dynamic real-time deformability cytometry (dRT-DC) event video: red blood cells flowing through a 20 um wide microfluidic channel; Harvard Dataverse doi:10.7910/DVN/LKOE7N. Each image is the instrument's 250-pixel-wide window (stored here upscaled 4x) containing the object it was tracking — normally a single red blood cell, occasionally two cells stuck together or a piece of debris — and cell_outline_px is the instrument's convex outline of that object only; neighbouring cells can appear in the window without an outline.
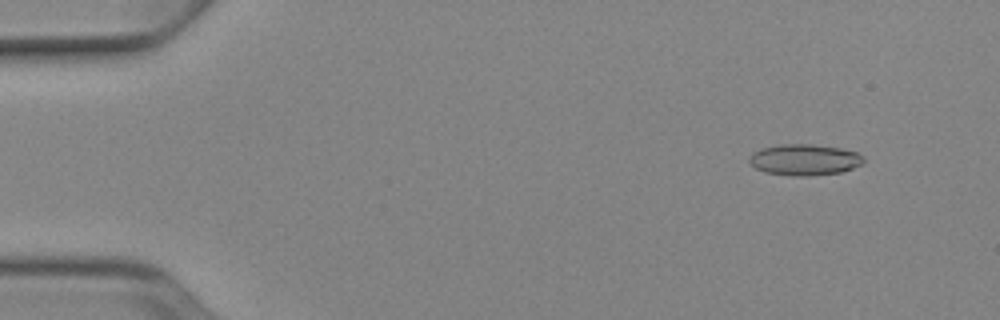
{"species": "Egyptian fruit bat (a non-hibernating species)", "species_latin": "Rousettus aegyptiacus", "temperature_condition": "cold", "stored_images_in_passage": 52, "camera_frame_rate_fps": 3000, "um_per_image_px": 0.085, "animal": {"sex": "female"}, "frame": {"image": 1, "passage_image": 5, "time_ms": 1.333, "image_size_px": [1000, 320], "cell_outline_px": [[864, 160], [860, 164], [852, 168], [840, 172], [808, 176], [792, 176], [764, 172], [756, 168], [748, 160], [748, 156], [752, 152], [764, 148], [784, 144], [812, 144], [840, 148], [856, 152], [864, 156]], "centroid_in_image_um": [68.36, 13.58], "position_along_channel_um": 16.6, "area_um2": 20.63}}
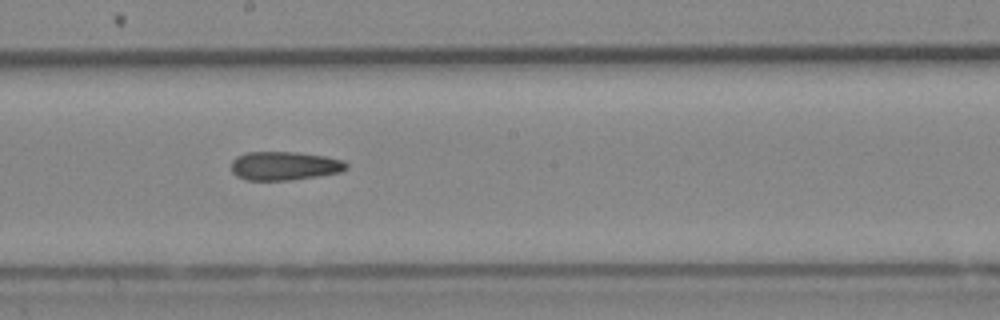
{"frame": {"image": 2, "passage_image": 29, "time_ms": 9.333, "image_size_px": [1000, 320], "cell_outline_px": [[348, 168], [340, 172], [292, 180], [248, 180], [236, 176], [232, 172], [232, 160], [236, 156], [244, 152], [296, 152], [324, 156], [344, 160], [348, 164]], "centroid_in_image_um": [24.17, 14.09], "position_along_channel_um": 224.0, "area_um2": 19.31}}
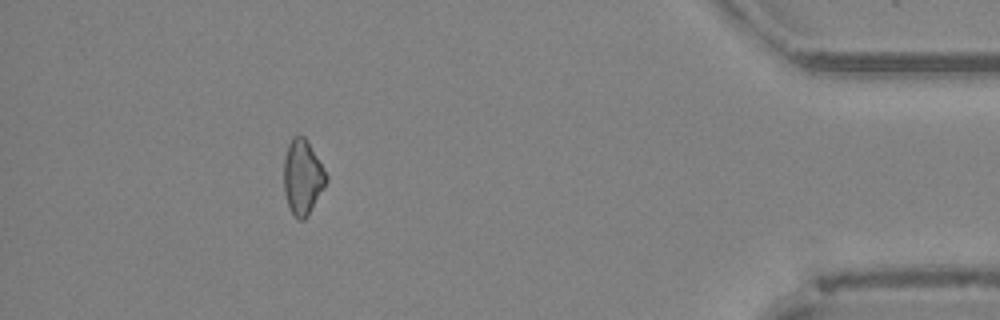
{"frame": {"image": 3, "passage_image": 47, "time_ms": 15.333, "image_size_px": [1000, 320], "cell_outline_px": [[328, 180], [324, 188], [308, 216], [304, 220], [300, 220], [292, 212], [288, 204], [284, 192], [284, 160], [288, 144], [292, 136], [304, 136], [308, 140], [328, 176]], "centroid_in_image_um": [25.73, 15.04], "position_along_channel_um": 409.5, "area_um2": 18.5}}